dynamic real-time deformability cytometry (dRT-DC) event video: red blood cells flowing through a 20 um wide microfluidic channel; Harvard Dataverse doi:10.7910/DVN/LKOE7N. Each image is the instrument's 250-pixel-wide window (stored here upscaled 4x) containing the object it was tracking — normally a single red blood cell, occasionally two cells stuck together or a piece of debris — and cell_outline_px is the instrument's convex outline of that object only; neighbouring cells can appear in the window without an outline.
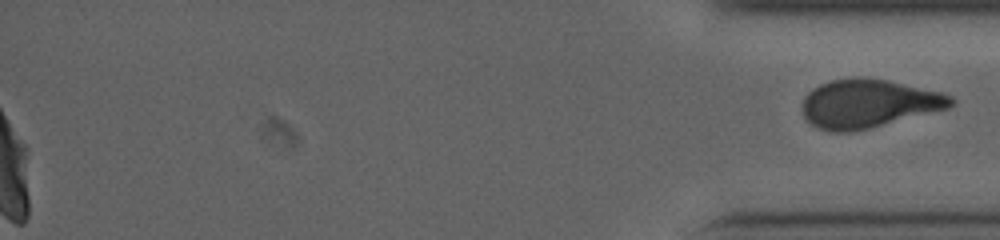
{"species": "human", "species_latin": "Homo sapiens", "temperature_condition": "cold", "stored_images_in_passage": 53, "segment_of_instrument_passage": [2, 2], "camera_frame_rate_fps": 3000, "um_per_image_px": 0.085, "donor": {"sex": "male"}, "frame": {"image": 1, "passage_image": 53, "time_ms": 16.0, "image_size_px": [1000, 240], "cell_outline_px": [[956, 100], [948, 108], [868, 128], [848, 132], [836, 132], [820, 128], [812, 124], [804, 116], [804, 96], [812, 88], [820, 84], [832, 80], [852, 76], [864, 76], [888, 80], [940, 92], [952, 96]], "centroid_in_image_um": [73.81, 8.77], "position_along_channel_um": 361.4, "area_um2": 41.62}}